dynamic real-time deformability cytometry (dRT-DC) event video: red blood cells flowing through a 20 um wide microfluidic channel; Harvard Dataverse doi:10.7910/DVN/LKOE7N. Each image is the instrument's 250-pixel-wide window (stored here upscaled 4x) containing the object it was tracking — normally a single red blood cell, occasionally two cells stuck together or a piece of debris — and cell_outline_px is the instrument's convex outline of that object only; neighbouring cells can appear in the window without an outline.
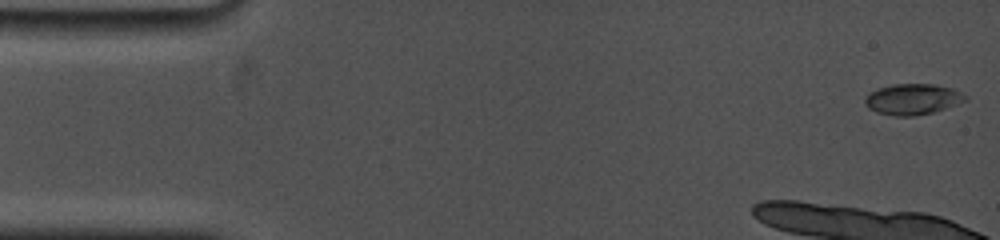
{"species": "common noctule bat (a hibernating species)", "species_latin": "Nyctalus noctula", "temperature_condition": "cold", "stored_images_in_passage": 19, "camera_frame_rate_fps": 5000, "um_per_image_px": 0.085, "animal": {"sex": "female", "body_mass_g": 19.0, "forearm_length_mm": 53.3}, "frame": {"image": 1, "passage_image": 1, "time_ms": 0.0, "image_size_px": [1000, 240], "cell_outline_px": [[968, 100], [932, 112], [912, 116], [896, 116], [876, 112], [868, 108], [864, 104], [864, 100], [872, 92], [880, 88], [892, 84], [936, 84], [952, 88], [968, 96]], "centroid_in_image_um": [77.59, 8.43], "position_along_channel_um": 7.4, "area_um2": 17.86}}